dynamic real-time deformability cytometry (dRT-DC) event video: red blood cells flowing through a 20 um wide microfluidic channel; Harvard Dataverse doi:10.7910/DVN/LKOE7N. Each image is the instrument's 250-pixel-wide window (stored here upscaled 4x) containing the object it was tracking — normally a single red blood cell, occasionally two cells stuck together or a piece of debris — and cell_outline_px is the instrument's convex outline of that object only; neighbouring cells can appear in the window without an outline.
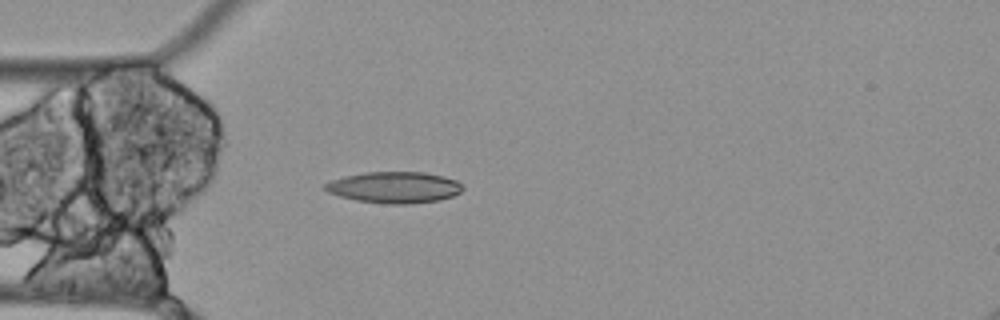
{"species": "Egyptian fruit bat (a non-hibernating species)", "species_latin": "Rousettus aegyptiacus", "temperature_condition": "cold", "stored_images_in_passage": 39, "camera_frame_rate_fps": 3000, "um_per_image_px": 0.085, "animal": {"sex": "female"}, "frame": {"image": 1, "passage_image": 1, "time_ms": 0.0, "image_size_px": [1000, 320], "cell_outline_px": [[464, 188], [460, 192], [452, 196], [440, 200], [408, 204], [384, 204], [356, 200], [340, 196], [328, 192], [324, 188], [324, 184], [332, 180], [344, 176], [364, 172], [424, 172], [444, 176], [456, 180], [464, 184]], "centroid_in_image_um": [33.55, 15.92], "position_along_channel_um": 51.5, "area_um2": 25.26}}
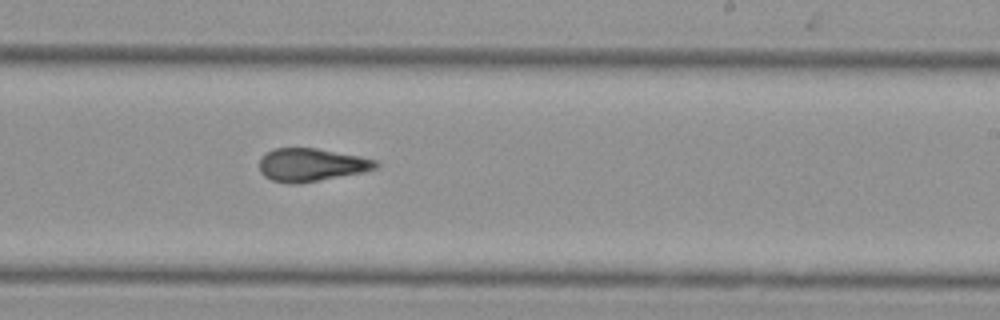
{"frame": {"image": 2, "passage_image": 19, "time_ms": 6.0, "image_size_px": [1000, 320], "cell_outline_px": [[380, 164], [376, 168], [364, 172], [296, 184], [288, 184], [272, 180], [264, 176], [260, 172], [260, 156], [276, 148], [316, 148], [360, 156], [376, 160]], "centroid_in_image_um": [26.46, 14.01], "position_along_channel_um": 262.5, "area_um2": 22.37}}
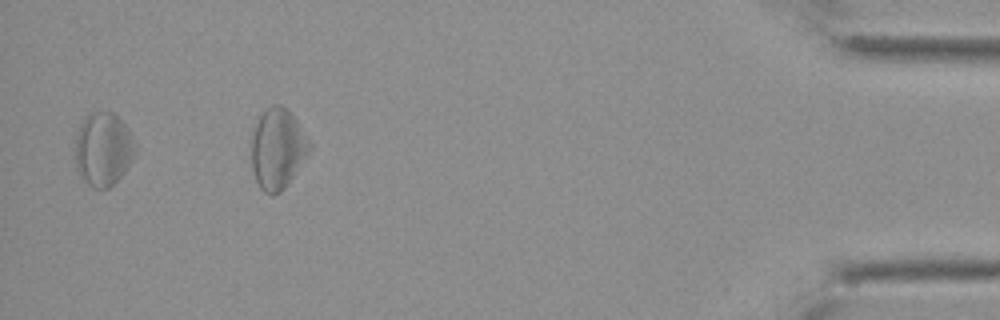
{"frame": {"image": 3, "passage_image": 37, "time_ms": 12.0, "image_size_px": [1000, 320], "cell_outline_px": [[136, 148], [132, 160], [124, 172], [108, 188], [92, 188], [80, 176], [76, 168], [76, 136], [80, 124], [92, 112], [112, 112], [128, 128]], "centroid_in_image_um": [8.77, 12.69], "position_along_channel_um": 426.4, "area_um2": 25.32}, "authors_computed_cell_mechanics": {"area_um2": 23.1778, "velocity_mm_per_s": 3.4683, "shape_relaxation_time_tau1_ms": null, "shape_relaxation_time_tau2_ms": 7.5623, "deformation_change_tau1": null, "deformation_change_tau2": 0.1765}}